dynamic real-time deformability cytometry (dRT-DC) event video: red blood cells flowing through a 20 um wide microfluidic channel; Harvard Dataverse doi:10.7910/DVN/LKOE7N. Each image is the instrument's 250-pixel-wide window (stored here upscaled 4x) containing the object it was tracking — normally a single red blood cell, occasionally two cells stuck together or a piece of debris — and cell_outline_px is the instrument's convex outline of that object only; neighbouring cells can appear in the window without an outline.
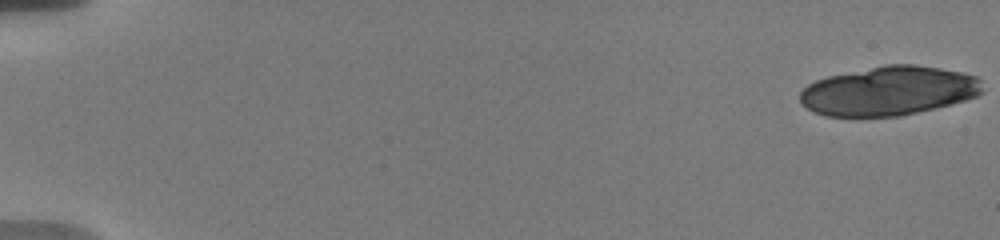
{"species": "human", "species_latin": "Homo sapiens", "temperature_condition": "warm", "stored_images_in_passage": 22, "camera_frame_rate_fps": 3000, "um_per_image_px": 0.085, "donor": {"sex": "male"}, "frame": {"image": 1, "passage_image": 1, "time_ms": 0.0, "image_size_px": [1000, 240], "cell_outline_px": [[984, 92], [976, 96], [964, 100], [936, 108], [900, 116], [828, 116], [816, 112], [808, 108], [800, 100], [800, 92], [808, 84], [816, 80], [828, 76], [884, 64], [916, 64], [940, 68], [960, 72], [976, 76], [980, 80]], "centroid_in_image_um": [75.57, 7.71], "position_along_channel_um": 9.4, "area_um2": 52.14}}
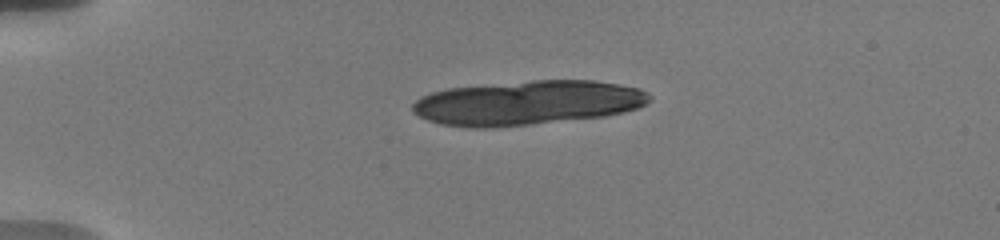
{"frame": {"image": 2, "passage_image": 14, "time_ms": 4.333, "image_size_px": [1000, 240], "cell_outline_px": [[652, 100], [636, 108], [624, 112], [604, 116], [492, 128], [468, 128], [440, 124], [428, 120], [412, 112], [412, 104], [420, 96], [432, 92], [448, 88], [532, 80], [592, 80], [620, 84], [640, 88], [652, 96]], "centroid_in_image_um": [44.82, 8.73], "position_along_channel_um": 40.2, "area_um2": 61.44}}